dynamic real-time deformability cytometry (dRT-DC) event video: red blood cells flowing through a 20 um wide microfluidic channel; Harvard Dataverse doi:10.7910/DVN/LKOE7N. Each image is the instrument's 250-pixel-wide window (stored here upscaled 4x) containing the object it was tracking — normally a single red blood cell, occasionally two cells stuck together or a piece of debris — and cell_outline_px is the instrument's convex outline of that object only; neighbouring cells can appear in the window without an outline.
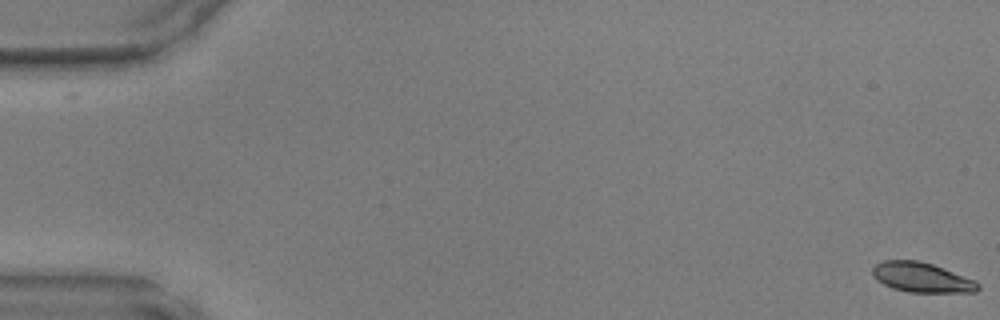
{"species": "common noctule bat (a hibernating species)", "species_latin": "Nyctalus noctula", "temperature_condition": "warm", "stored_images_in_passage": 48, "camera_frame_rate_fps": 3000, "um_per_image_px": 0.085, "animal": {"sex": "male", "body_mass_g": 17.9, "forearm_length_mm": 54.2}, "frame": {"image": 1, "passage_image": 1, "time_ms": 0.0, "image_size_px": [1000, 320], "cell_outline_px": [[980, 288], [976, 292], [908, 292], [892, 288], [876, 280], [872, 276], [872, 268], [876, 264], [884, 260], [916, 260], [932, 264], [944, 268], [976, 280], [980, 284]], "centroid_in_image_um": [78.35, 23.58], "position_along_channel_um": 6.6, "area_um2": 18.44}}
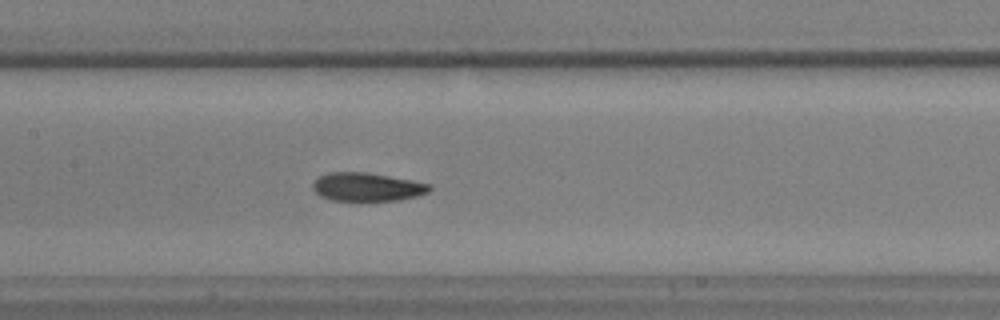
{"frame": {"image": 2, "passage_image": 24, "time_ms": 7.667, "image_size_px": [1000, 320], "cell_outline_px": [[432, 188], [428, 192], [416, 196], [400, 200], [360, 204], [332, 200], [320, 196], [312, 188], [312, 184], [320, 176], [328, 172], [368, 172], [412, 180], [432, 184]], "centroid_in_image_um": [31.21, 15.94], "position_along_channel_um": 176.2, "area_um2": 20.29}}
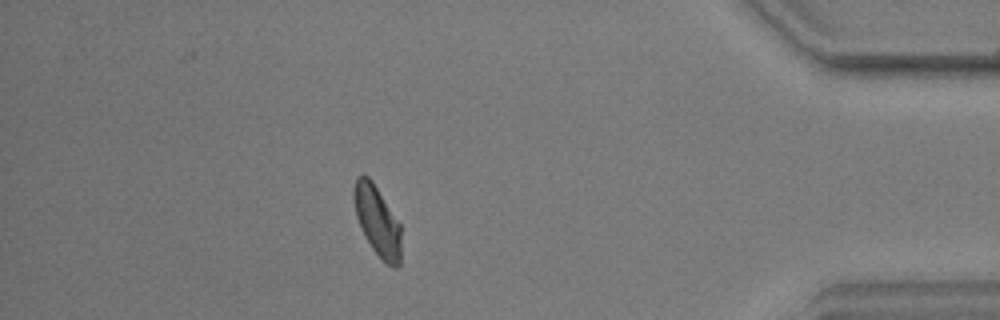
{"frame": {"image": 3, "passage_image": 43, "time_ms": 14.0, "image_size_px": [1000, 320], "cell_outline_px": [[400, 264], [396, 268], [392, 268], [372, 248], [364, 236], [360, 228], [356, 216], [352, 196], [352, 188], [356, 176], [368, 176], [372, 180], [400, 224]], "centroid_in_image_um": [32.03, 18.75], "position_along_channel_um": 403.2, "area_um2": 19.25}}